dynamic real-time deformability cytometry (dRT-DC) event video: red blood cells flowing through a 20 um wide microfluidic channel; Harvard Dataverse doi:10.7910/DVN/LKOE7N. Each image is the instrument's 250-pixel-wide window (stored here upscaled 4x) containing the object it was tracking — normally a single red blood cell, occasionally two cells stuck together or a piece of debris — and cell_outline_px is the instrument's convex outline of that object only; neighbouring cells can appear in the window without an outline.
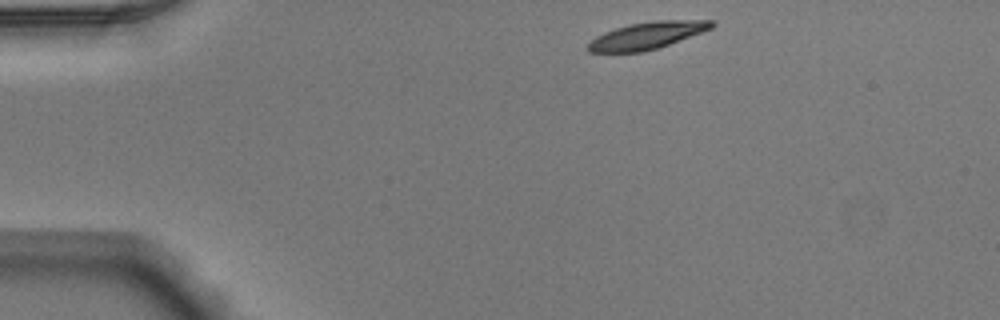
{"species": "Egyptian fruit bat (a non-hibernating species)", "species_latin": "Rousettus aegyptiacus", "temperature_condition": "warm", "stored_images_in_passage": 44, "camera_frame_rate_fps": 3000, "um_per_image_px": 0.085, "animal": {"sex": "male"}, "frame": {"image": 1, "passage_image": 1, "time_ms": 0.0, "image_size_px": [1000, 320], "cell_outline_px": [[716, 24], [712, 28], [668, 44], [644, 52], [588, 52], [588, 44], [596, 36], [604, 32], [628, 24], [652, 20], [716, 20]], "centroid_in_image_um": [55.01, 3.0], "position_along_channel_um": 30.0, "area_um2": 19.36}}
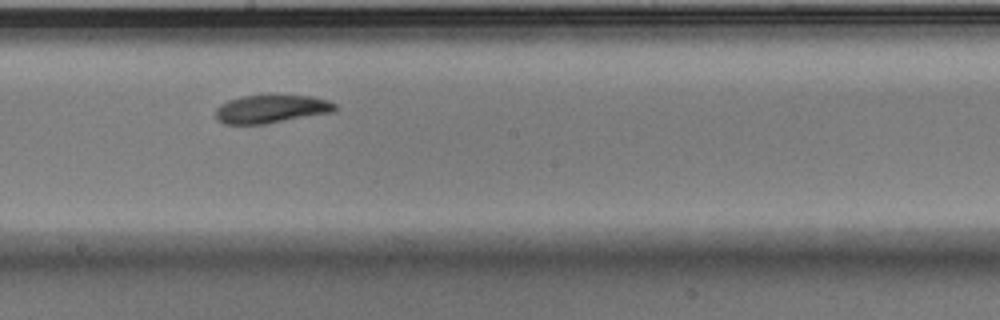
{"frame": {"image": 2, "passage_image": 21, "time_ms": 6.667, "image_size_px": [1000, 320], "cell_outline_px": [[336, 112], [264, 124], [224, 124], [216, 116], [216, 108], [220, 104], [228, 100], [240, 96], [312, 96], [328, 100], [336, 104]], "centroid_in_image_um": [23.08, 9.27], "position_along_channel_um": 225.1, "area_um2": 19.54}}
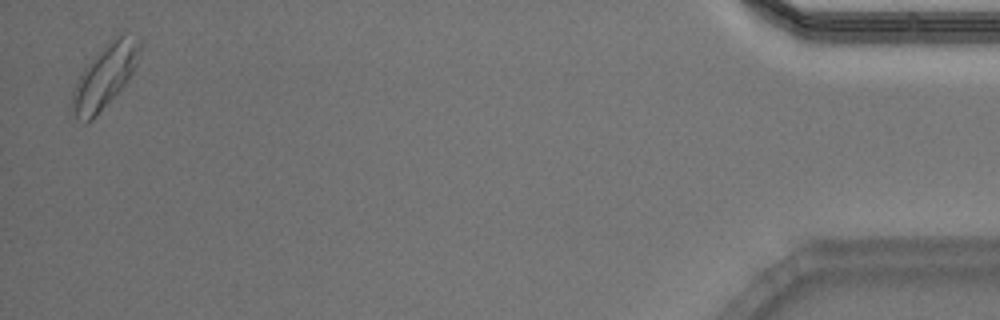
{"frame": {"image": 3, "passage_image": 43, "time_ms": 14.0, "image_size_px": [1000, 320], "cell_outline_px": [[140, 52], [136, 64], [128, 80], [96, 116], [92, 120], [84, 124], [76, 116], [72, 104], [72, 92], [80, 72], [108, 40], [112, 36], [124, 32], [140, 36]], "centroid_in_image_um": [8.93, 6.4], "position_along_channel_um": 426.3, "area_um2": 25.03}, "authors_computed_cell_mechanics": {"area_um2": 20.1433, "velocity_mm_per_s": 3.8687, "shape_relaxation_time_tau1_ms": 3.9864, "shape_relaxation_time_tau2_ms": null, "deformation_change_tau1": 0.1483, "deformation_change_tau2": null}}